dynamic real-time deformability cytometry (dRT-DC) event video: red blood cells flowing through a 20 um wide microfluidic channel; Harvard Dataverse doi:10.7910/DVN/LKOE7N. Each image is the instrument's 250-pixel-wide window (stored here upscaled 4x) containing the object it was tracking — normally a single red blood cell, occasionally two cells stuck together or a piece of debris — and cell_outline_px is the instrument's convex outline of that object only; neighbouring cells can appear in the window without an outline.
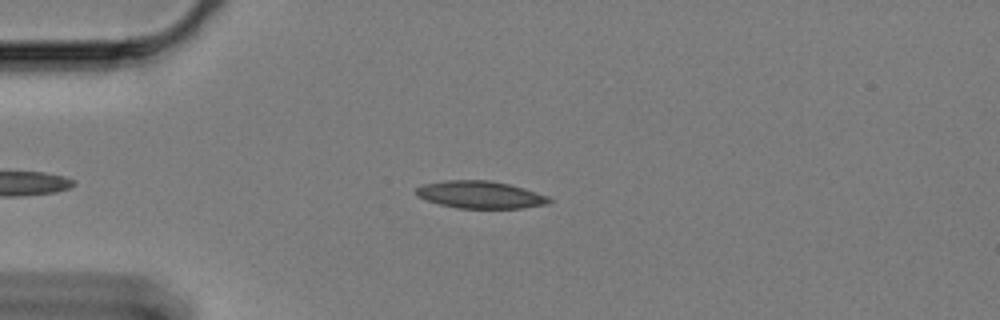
{"species": "Egyptian fruit bat (a non-hibernating species)", "species_latin": "Rousettus aegyptiacus", "temperature_condition": "cold", "stored_images_in_passage": 47, "camera_frame_rate_fps": 3000, "um_per_image_px": 0.085, "animal": {"sex": "female"}, "frame": {"image": 1, "passage_image": 7, "time_ms": 2.0, "image_size_px": [1000, 320], "cell_outline_px": [[552, 200], [548, 204], [520, 208], [460, 208], [440, 204], [416, 196], [416, 188], [420, 184], [444, 180], [488, 180], [508, 184], [524, 188], [548, 196]], "centroid_in_image_um": [40.8, 16.54], "position_along_channel_um": 44.2, "area_um2": 21.15}}
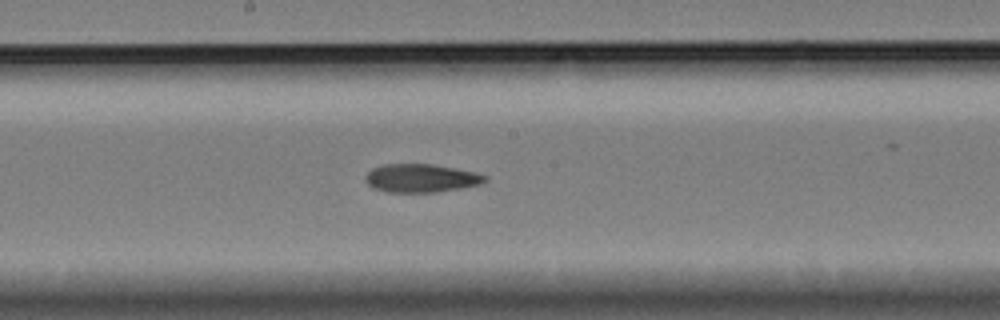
{"frame": {"image": 2, "passage_image": 24, "time_ms": 7.667, "image_size_px": [1000, 320], "cell_outline_px": [[488, 180], [480, 184], [460, 188], [436, 192], [388, 192], [372, 188], [364, 180], [364, 176], [372, 168], [384, 164], [432, 164], [456, 168], [476, 172], [488, 176]], "centroid_in_image_um": [35.78, 15.14], "position_along_channel_um": 212.4, "area_um2": 19.88}}
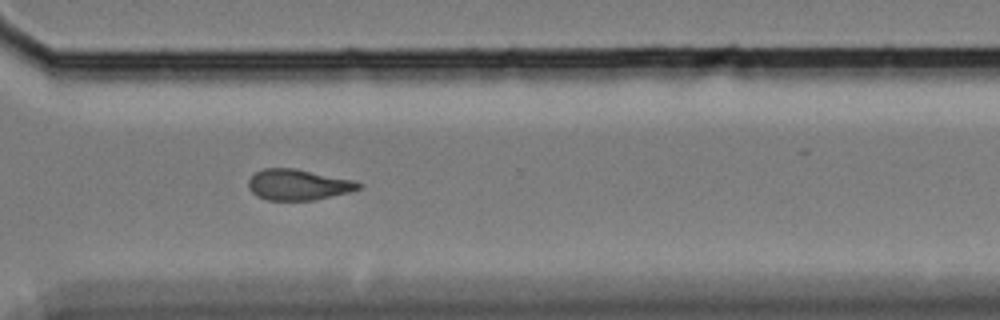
{"frame": {"image": 3, "passage_image": 36, "time_ms": 11.667, "image_size_px": [1000, 320], "cell_outline_px": [[364, 184], [360, 188], [348, 192], [312, 200], [268, 200], [256, 196], [248, 188], [248, 180], [256, 172], [264, 168], [296, 168], [352, 180]], "centroid_in_image_um": [25.31, 15.69], "position_along_channel_um": 345.3, "area_um2": 19.65}, "authors_computed_cell_mechanics": {"area_um2": 19.8832, "velocity_mm_per_s": 3.3229, "shape_relaxation_time_tau1_ms": null, "shape_relaxation_time_tau2_ms": 7.6083, "deformation_change_tau1": null, "deformation_change_tau2": 0.1564}}